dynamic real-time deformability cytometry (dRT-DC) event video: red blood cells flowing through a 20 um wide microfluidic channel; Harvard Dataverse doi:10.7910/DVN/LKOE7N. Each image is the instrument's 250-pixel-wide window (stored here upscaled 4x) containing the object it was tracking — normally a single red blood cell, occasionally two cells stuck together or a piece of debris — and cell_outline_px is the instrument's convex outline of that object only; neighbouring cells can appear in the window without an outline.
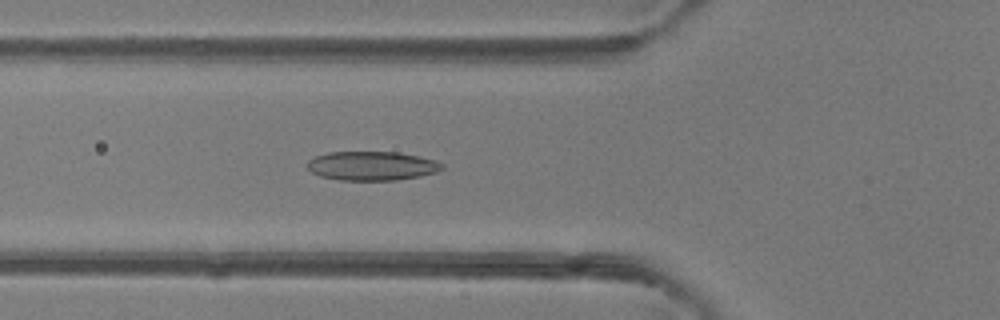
{"species": "common noctule bat (a hibernating species)", "species_latin": "Nyctalus noctula", "temperature_condition": "room temperature", "stored_images_in_passage": 48, "camera_frame_rate_fps": 3000, "um_per_image_px": 0.085, "animal": {"sex": "female"}, "frame": {"image": 1, "passage_image": 17, "time_ms": 5.333, "image_size_px": [1000, 320], "cell_outline_px": [[444, 168], [436, 172], [420, 176], [396, 180], [340, 180], [320, 176], [312, 172], [308, 168], [308, 160], [316, 156], [328, 152], [400, 152], [420, 156], [436, 160], [444, 164]], "centroid_in_image_um": [31.65, 14.09], "position_along_channel_um": 94.2, "area_um2": 22.89}}
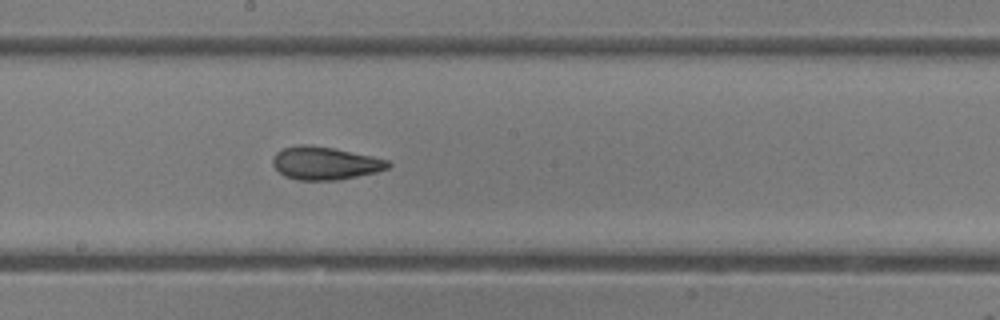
{"frame": {"image": 2, "passage_image": 26, "time_ms": 8.333, "image_size_px": [1000, 320], "cell_outline_px": [[392, 164], [388, 168], [376, 172], [336, 180], [296, 180], [284, 176], [272, 164], [272, 156], [276, 152], [284, 148], [296, 144], [308, 144], [332, 148], [372, 156], [388, 160]], "centroid_in_image_um": [27.59, 13.86], "position_along_channel_um": 220.6, "area_um2": 22.14}}
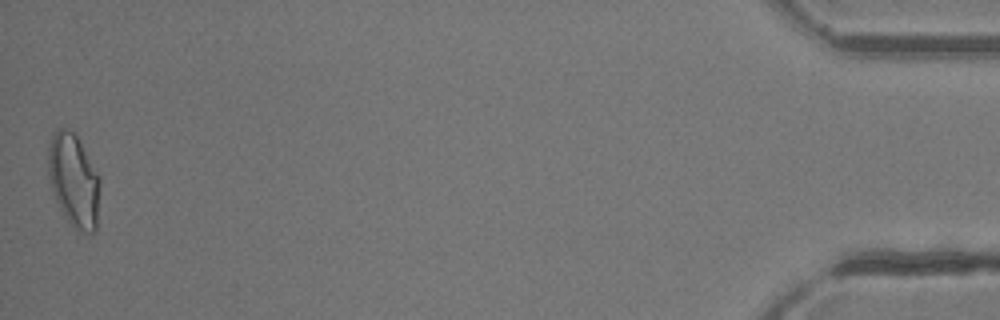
{"frame": {"image": 3, "passage_image": 48, "time_ms": 15.667, "image_size_px": [1000, 320], "cell_outline_px": [[100, 184], [96, 232], [76, 232], [60, 208], [56, 200], [48, 176], [48, 144], [52, 132], [56, 128], [64, 128], [72, 132], [76, 136], [100, 176]], "centroid_in_image_um": [6.26, 15.34], "position_along_channel_um": 428.9, "area_um2": 28.15}, "authors_computed_cell_mechanics": {"area_um2": 23.2645, "velocity_mm_per_s": 4.184, "shape_relaxation_time_tau1_ms": 3.9589, "shape_relaxation_time_tau2_ms": 1.7299, "deformation_change_tau1": 0.1336, "deformation_change_tau2": 0.0896}}